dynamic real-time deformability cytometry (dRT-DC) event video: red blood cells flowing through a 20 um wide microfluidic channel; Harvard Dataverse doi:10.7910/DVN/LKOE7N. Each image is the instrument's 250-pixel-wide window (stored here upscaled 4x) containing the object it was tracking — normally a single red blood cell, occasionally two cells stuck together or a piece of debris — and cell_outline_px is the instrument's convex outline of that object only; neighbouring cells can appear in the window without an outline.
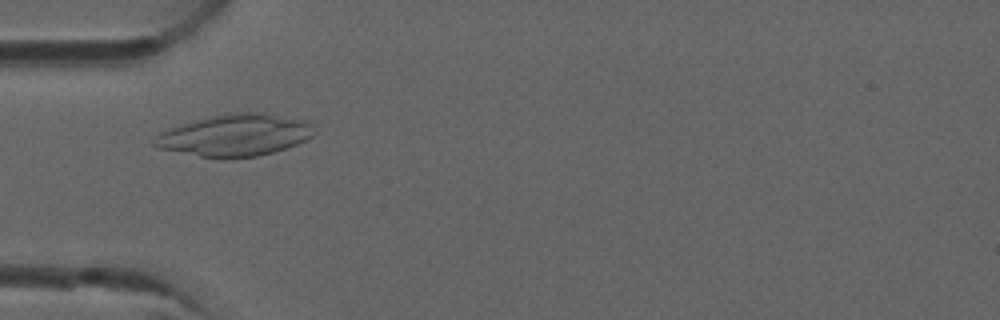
{"species": "common noctule bat (a hibernating species)", "species_latin": "Nyctalus noctula", "temperature_condition": "room temperature", "stored_images_in_passage": 4, "camera_frame_rate_fps": 3000, "um_per_image_px": 0.085, "animal": {"sex": "male", "forearm_length_mm": 52.5}, "frame": {"image": 1, "passage_image": 1, "time_ms": 0.0, "image_size_px": [1000, 320], "cell_outline_px": [[316, 132], [308, 140], [272, 152], [256, 156], [224, 160], [220, 160], [160, 148], [152, 144], [156, 136], [160, 132], [168, 128], [180, 124], [224, 112], [264, 112], [308, 120], [312, 124]], "centroid_in_image_um": [20.01, 11.48], "position_along_channel_um": 65.0, "area_um2": 39.65}}
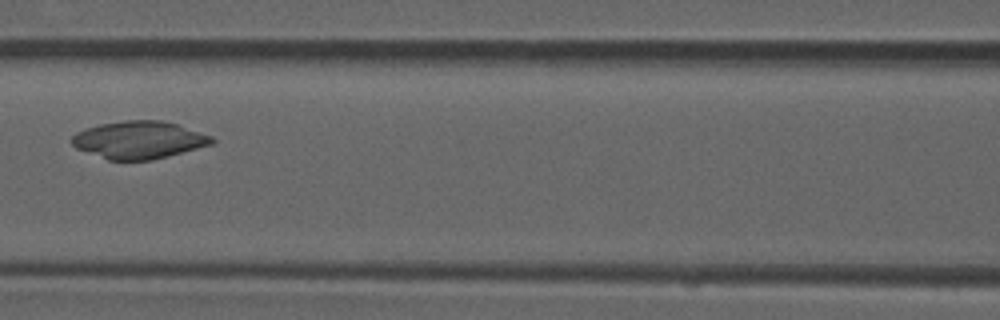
{"frame": {"image": 2, "passage_image": 3, "time_ms": 0.667, "image_size_px": [1000, 320], "cell_outline_px": [[216, 140], [212, 144], [152, 160], [108, 160], [76, 148], [72, 144], [72, 136], [76, 132], [84, 128], [100, 124], [124, 120], [164, 120], [212, 136]], "centroid_in_image_um": [11.79, 11.88], "position_along_channel_um": 154.8, "area_um2": 30.52}}